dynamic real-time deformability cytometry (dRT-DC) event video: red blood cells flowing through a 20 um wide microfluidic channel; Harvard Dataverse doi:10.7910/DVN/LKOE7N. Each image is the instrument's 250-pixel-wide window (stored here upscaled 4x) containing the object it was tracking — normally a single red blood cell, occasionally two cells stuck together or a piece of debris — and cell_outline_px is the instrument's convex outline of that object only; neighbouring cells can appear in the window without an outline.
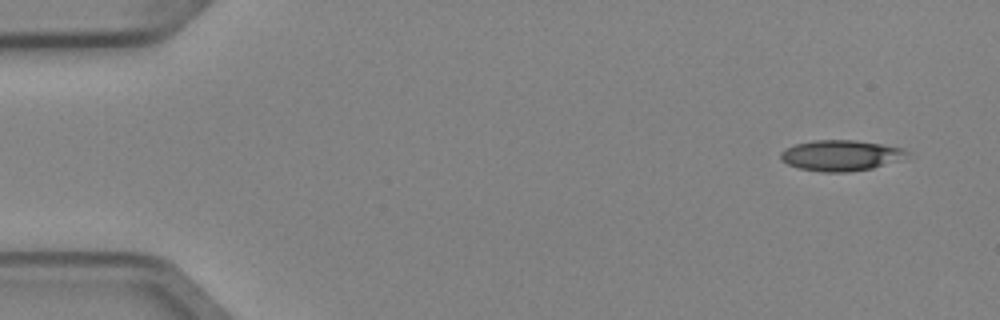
{"species": "Egyptian fruit bat (a non-hibernating species)", "species_latin": "Rousettus aegyptiacus", "temperature_condition": "cold", "stored_images_in_passage": 5, "camera_frame_rate_fps": 3000, "um_per_image_px": 0.085, "animal": {"sex": "female"}, "frame": {"image": 1, "passage_image": 1, "time_ms": 0.0, "image_size_px": [1000, 320], "cell_outline_px": [[912, 152], [896, 160], [872, 168], [848, 172], [820, 172], [800, 168], [788, 164], [780, 160], [780, 152], [784, 148], [796, 144], [816, 140], [856, 140], [884, 144], [904, 148]], "centroid_in_image_um": [71.44, 13.2], "position_along_channel_um": 13.6, "area_um2": 22.6}}
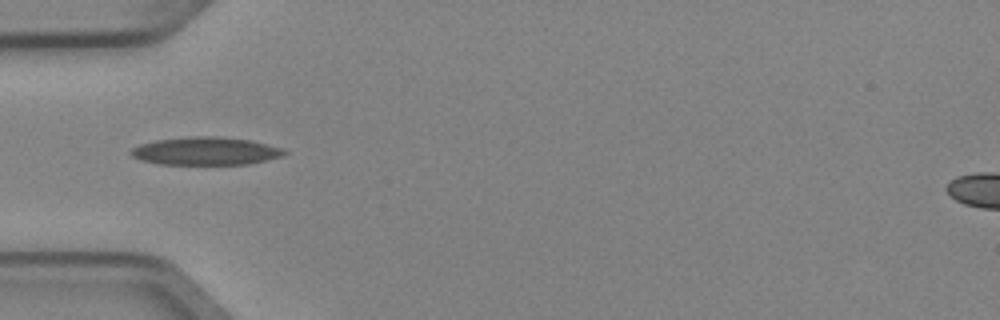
{"frame": {"image": 2, "passage_image": 4, "time_ms": 1.0, "image_size_px": [1000, 320], "cell_outline_px": [[288, 152], [284, 156], [268, 160], [248, 164], [160, 164], [140, 160], [132, 156], [128, 152], [132, 148], [140, 144], [156, 140], [192, 136], [216, 136], [252, 140], [284, 148]], "centroid_in_image_um": [17.52, 12.84], "position_along_channel_um": 67.5, "area_um2": 25.2}}
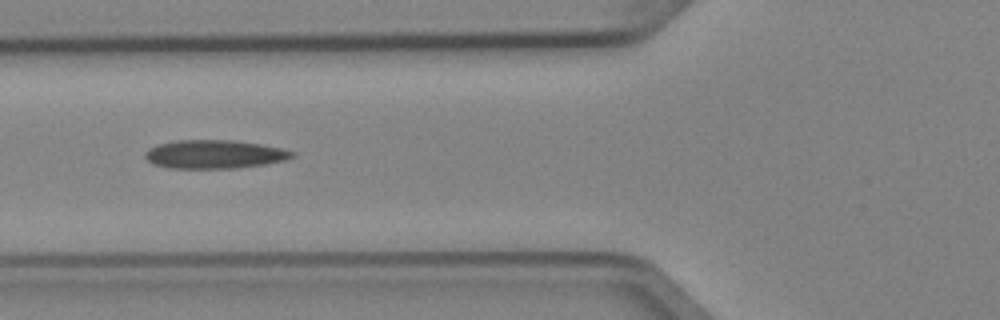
{"frame": {"image": 3, "passage_image": 5, "time_ms": 1.333, "image_size_px": [1000, 320], "cell_outline_px": [[296, 156], [284, 160], [264, 164], [236, 168], [168, 168], [152, 164], [144, 156], [144, 152], [148, 148], [156, 144], [176, 140], [232, 140], [260, 144], [280, 148], [296, 152]], "centroid_in_image_um": [18.18, 13.11], "position_along_channel_um": 107.6, "area_um2": 24.57}}